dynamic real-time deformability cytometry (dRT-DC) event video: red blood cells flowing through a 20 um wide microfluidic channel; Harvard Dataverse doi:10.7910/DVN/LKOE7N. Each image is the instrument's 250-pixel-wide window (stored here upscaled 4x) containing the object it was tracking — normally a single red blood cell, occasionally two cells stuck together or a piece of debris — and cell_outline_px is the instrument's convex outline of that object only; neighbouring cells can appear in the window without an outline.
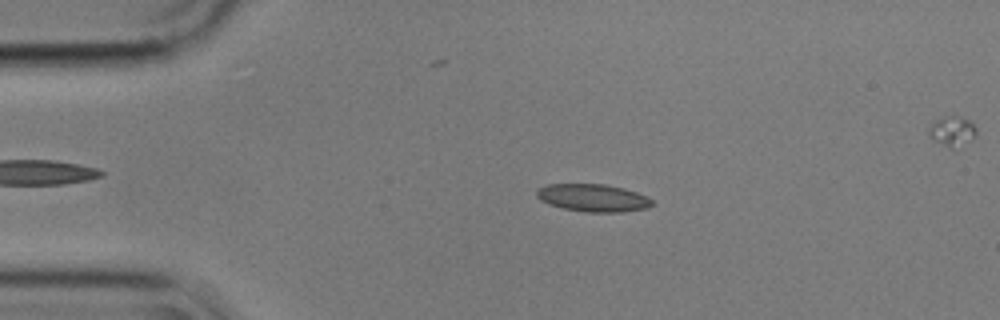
{"species": "common noctule bat (a hibernating species)", "species_latin": "Nyctalus noctula", "temperature_condition": "cold", "stored_images_in_passage": 4, "camera_frame_rate_fps": 3000, "um_per_image_px": 0.085, "animal": {"sex": "male", "body_mass_g": 17.9}, "frame": {"image": 1, "passage_image": 2, "time_ms": 0.333, "image_size_px": [1000, 320], "cell_outline_px": [[656, 204], [648, 208], [620, 212], [584, 212], [564, 208], [548, 204], [540, 200], [536, 196], [536, 192], [540, 188], [548, 184], [604, 184], [624, 188], [636, 192], [652, 200]], "centroid_in_image_um": [50.42, 16.82], "position_along_channel_um": 34.6, "area_um2": 18.55}}